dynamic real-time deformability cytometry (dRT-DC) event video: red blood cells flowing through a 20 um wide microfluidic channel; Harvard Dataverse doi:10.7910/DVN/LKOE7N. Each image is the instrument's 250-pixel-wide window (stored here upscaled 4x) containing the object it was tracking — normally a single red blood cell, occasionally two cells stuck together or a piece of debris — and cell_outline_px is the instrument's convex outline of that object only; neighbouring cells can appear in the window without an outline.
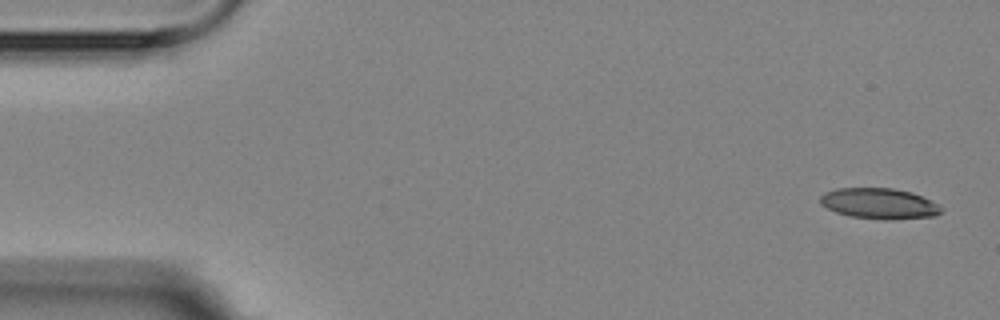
{"species": "Egyptian fruit bat (a non-hibernating species)", "species_latin": "Rousettus aegyptiacus", "temperature_condition": "room temperature", "stored_images_in_passage": 4, "camera_frame_rate_fps": 3000, "um_per_image_px": 0.085, "animal": {"sex": "female"}, "frame": {"image": 1, "passage_image": 1, "time_ms": 0.0, "image_size_px": [1000, 320], "cell_outline_px": [[944, 208], [936, 216], [888, 220], [852, 216], [836, 212], [820, 204], [820, 196], [824, 192], [836, 188], [892, 188], [912, 192], [940, 204]], "centroid_in_image_um": [74.76, 17.29], "position_along_channel_um": 10.2, "area_um2": 21.73}}
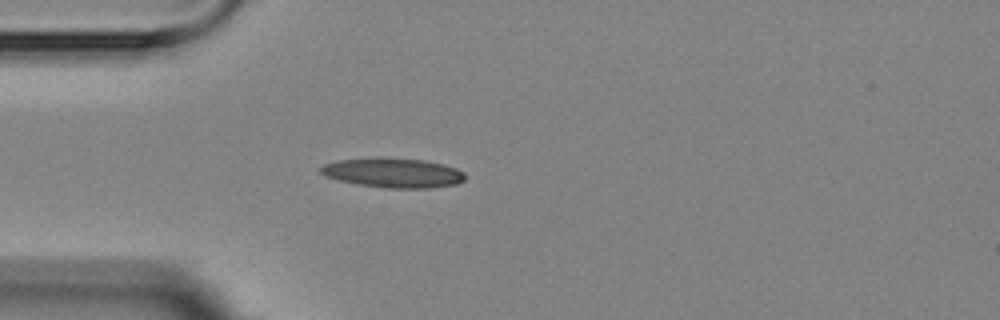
{"frame": {"image": 2, "passage_image": 4, "time_ms": 4.333, "image_size_px": [1000, 320], "cell_outline_px": [[464, 180], [456, 184], [432, 188], [388, 188], [356, 184], [336, 180], [324, 176], [320, 172], [320, 168], [324, 164], [340, 160], [380, 156], [424, 160], [444, 164], [456, 168], [464, 172]], "centroid_in_image_um": [33.4, 14.68], "position_along_channel_um": 51.6, "area_um2": 25.26}}